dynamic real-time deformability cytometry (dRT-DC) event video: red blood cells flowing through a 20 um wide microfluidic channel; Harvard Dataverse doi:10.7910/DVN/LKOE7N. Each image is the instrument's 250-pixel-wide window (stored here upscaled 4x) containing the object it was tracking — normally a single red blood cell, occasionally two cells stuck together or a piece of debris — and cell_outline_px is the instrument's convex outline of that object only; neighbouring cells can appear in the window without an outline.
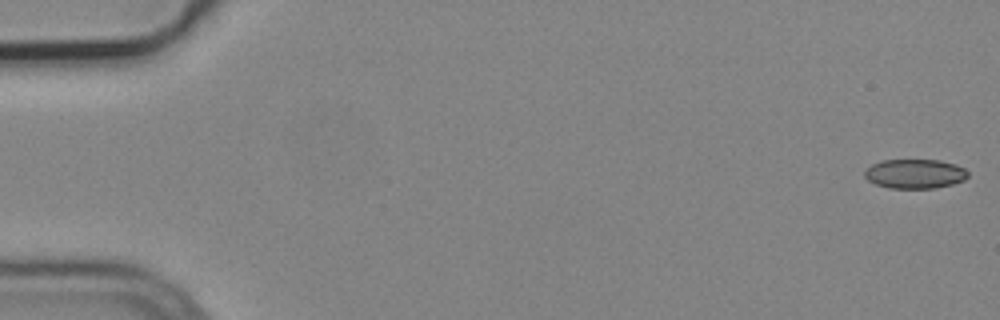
{"species": "common noctule bat (a hibernating species)", "species_latin": "Nyctalus noctula", "temperature_condition": "cold", "stored_images_in_passage": 6, "camera_frame_rate_fps": 3000, "um_per_image_px": 0.085, "animal": {"sex": "male", "body_mass_g": 19.2, "forearm_length_mm": 51.8}, "frame": {"image": 1, "passage_image": 1, "time_ms": 0.0, "image_size_px": [1000, 320], "cell_outline_px": [[968, 176], [964, 180], [952, 184], [936, 188], [888, 188], [876, 184], [868, 180], [864, 176], [864, 172], [872, 164], [880, 160], [940, 160], [956, 164], [964, 168], [968, 172]], "centroid_in_image_um": [77.77, 14.77], "position_along_channel_um": 7.2, "area_um2": 17.74}}
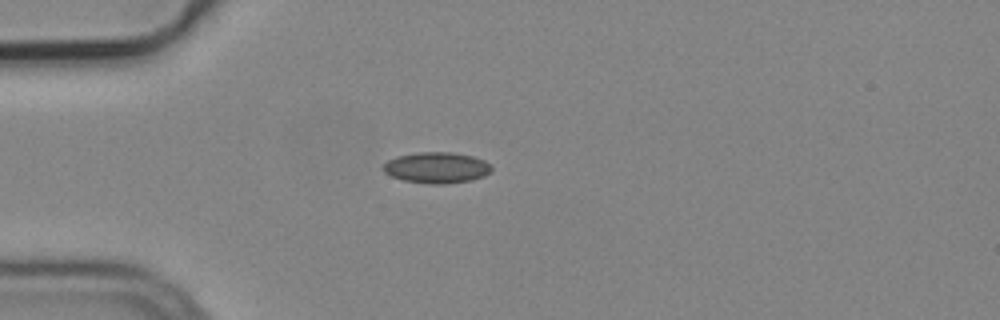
{"frame": {"image": 2, "passage_image": 5, "time_ms": 1.333, "image_size_px": [1000, 320], "cell_outline_px": [[492, 168], [484, 176], [472, 180], [444, 184], [428, 184], [404, 180], [392, 176], [384, 172], [384, 164], [388, 160], [396, 156], [420, 152], [452, 152], [472, 156], [484, 160], [492, 164]], "centroid_in_image_um": [37.13, 14.25], "position_along_channel_um": 47.9, "area_um2": 19.54}}